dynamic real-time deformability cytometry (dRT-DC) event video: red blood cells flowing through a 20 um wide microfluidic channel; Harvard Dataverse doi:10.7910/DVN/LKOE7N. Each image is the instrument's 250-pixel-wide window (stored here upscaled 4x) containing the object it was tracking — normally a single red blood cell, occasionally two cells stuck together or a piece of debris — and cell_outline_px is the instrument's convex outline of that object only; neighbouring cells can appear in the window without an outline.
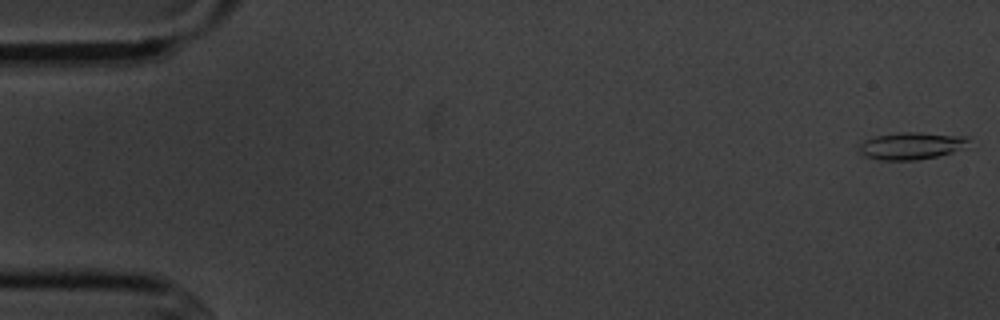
{"species": "common noctule bat (a hibernating species)", "species_latin": "Nyctalus noctula", "temperature_condition": "cold", "stored_images_in_passage": 6, "camera_frame_rate_fps": 3000, "um_per_image_px": 0.085, "animal": {"sex": "male", "body_mass_g": 20.1, "forearm_length_mm": 53.5}, "frame": {"image": 1, "passage_image": 1, "time_ms": 0.0, "image_size_px": [1000, 320], "cell_outline_px": [[968, 140], [960, 148], [952, 152], [936, 156], [916, 160], [880, 160], [864, 156], [860, 152], [860, 144], [864, 140], [876, 136], [900, 132], [920, 132], [968, 136]], "centroid_in_image_um": [77.42, 12.38], "position_along_channel_um": 7.6, "area_um2": 17.11}}
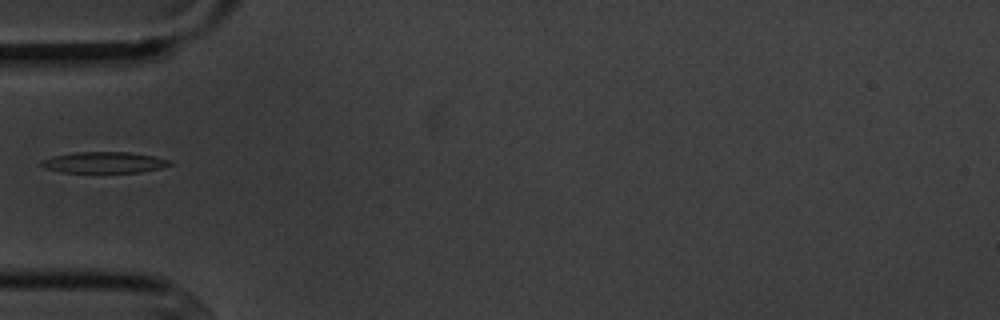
{"frame": {"image": 2, "passage_image": 5, "time_ms": 5.667, "image_size_px": [1000, 320], "cell_outline_px": [[172, 164], [160, 168], [140, 172], [60, 172], [44, 168], [40, 164], [40, 160], [52, 156], [76, 152], [128, 152], [156, 156], [168, 160]], "centroid_in_image_um": [8.81, 13.8], "position_along_channel_um": 76.2, "area_um2": 15.78}}
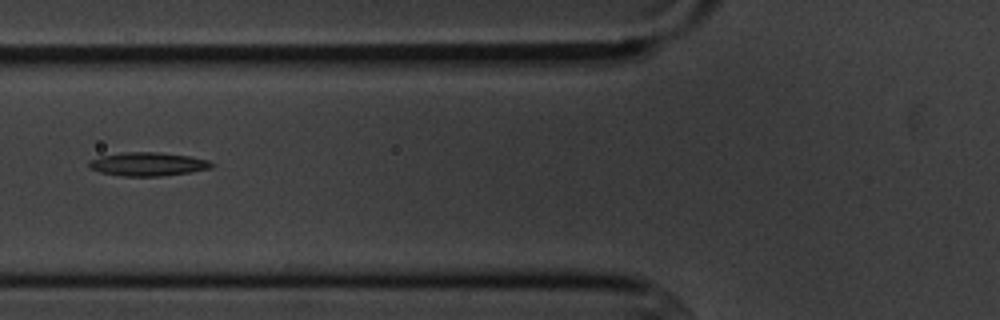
{"frame": {"image": 3, "passage_image": 6, "time_ms": 6.667, "image_size_px": [1000, 320], "cell_outline_px": [[212, 168], [188, 172], [160, 176], [120, 176], [100, 172], [88, 168], [88, 160], [100, 156], [120, 152], [156, 152], [188, 156], [208, 160], [212, 164]], "centroid_in_image_um": [12.48, 13.95], "position_along_channel_um": 113.3, "area_um2": 16.82}}